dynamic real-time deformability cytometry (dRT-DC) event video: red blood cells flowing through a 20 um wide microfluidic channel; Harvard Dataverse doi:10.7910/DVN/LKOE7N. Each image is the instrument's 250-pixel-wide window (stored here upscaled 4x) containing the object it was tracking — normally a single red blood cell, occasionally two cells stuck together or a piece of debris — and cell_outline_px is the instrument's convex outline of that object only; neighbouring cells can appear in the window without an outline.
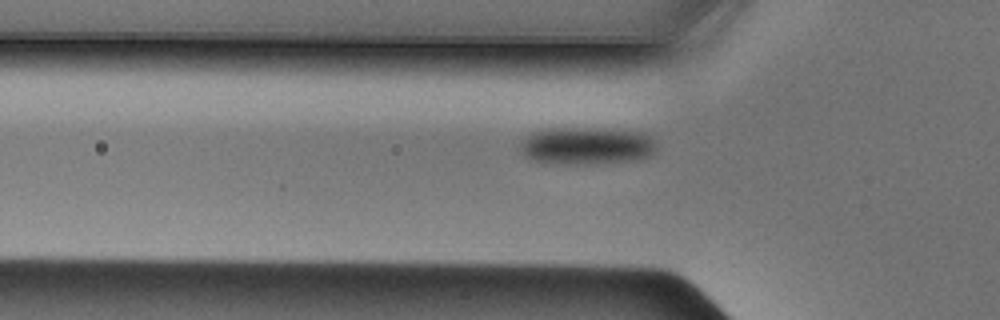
{"species": "Egyptian fruit bat (a non-hibernating species)", "species_latin": "Rousettus aegyptiacus", "temperature_condition": "cold", "stored_images_in_passage": 32, "camera_frame_rate_fps": 3000, "um_per_image_px": 0.085, "animal": {"sex": "male"}, "frame": {"image": 1, "passage_image": 2, "time_ms": 0.333, "image_size_px": [1000, 320], "cell_outline_px": [[656, 152], [648, 156], [636, 160], [576, 164], [568, 164], [532, 160], [524, 156], [520, 152], [520, 144], [532, 132], [540, 128], [588, 128], [640, 132], [648, 136], [652, 140], [656, 148]], "centroid_in_image_um": [49.81, 12.39], "position_along_channel_um": 76.0, "area_um2": 29.42}}
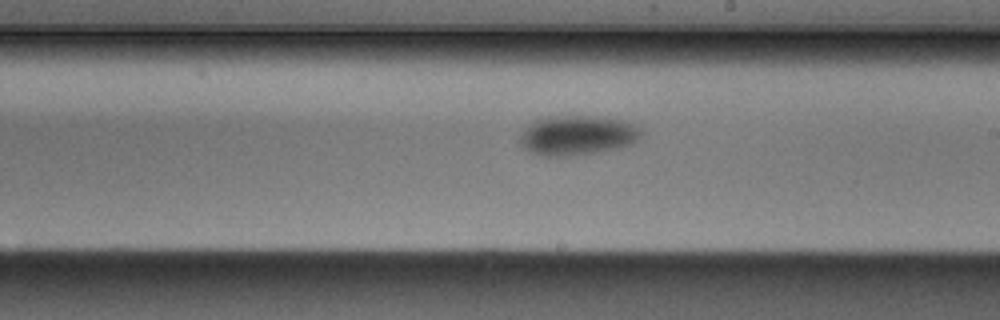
{"frame": {"image": 2, "passage_image": 14, "time_ms": 4.333, "image_size_px": [1000, 320], "cell_outline_px": [[640, 136], [632, 144], [620, 148], [572, 156], [544, 156], [532, 152], [524, 148], [520, 144], [520, 136], [536, 120], [548, 116], [596, 116], [624, 120], [640, 124]], "centroid_in_image_um": [49.14, 11.5], "position_along_channel_um": 239.9, "area_um2": 28.03}}
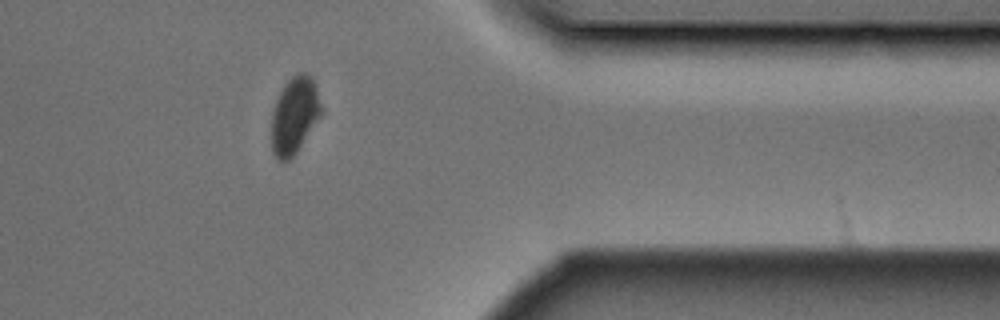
{"frame": {"image": 3, "passage_image": 26, "time_ms": 8.333, "image_size_px": [1000, 320], "cell_outline_px": [[320, 116], [296, 152], [288, 160], [280, 160], [272, 152], [272, 112], [276, 100], [284, 84], [292, 76], [300, 72], [304, 72], [312, 76], [320, 104]], "centroid_in_image_um": [25.01, 9.77], "position_along_channel_um": 386.4, "area_um2": 21.68}}